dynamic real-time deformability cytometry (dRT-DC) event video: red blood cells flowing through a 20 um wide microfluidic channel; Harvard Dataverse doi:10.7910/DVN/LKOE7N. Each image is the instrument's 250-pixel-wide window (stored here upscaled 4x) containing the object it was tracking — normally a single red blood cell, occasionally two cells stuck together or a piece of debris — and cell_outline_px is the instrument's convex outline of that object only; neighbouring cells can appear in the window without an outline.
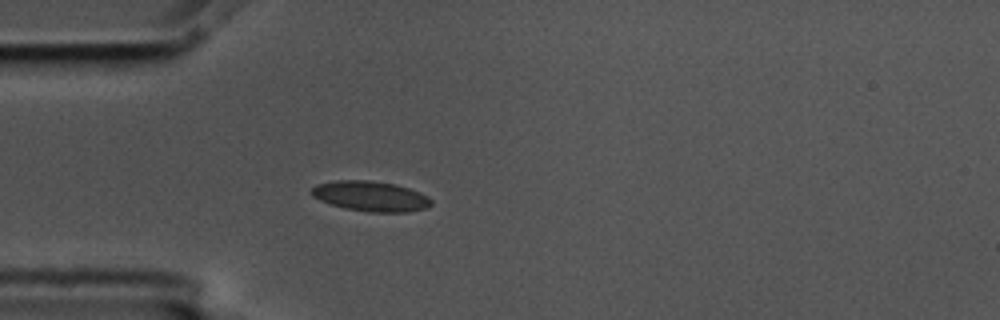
{"species": "common noctule bat (a hibernating species)", "species_latin": "Nyctalus noctula", "temperature_condition": "cold", "stored_images_in_passage": 5, "camera_frame_rate_fps": 3000, "um_per_image_px": 0.085, "animal": {"sex": "male", "body_mass_g": 17.5, "forearm_length_mm": 52.3}, "frame": {"image": 1, "passage_image": 1, "time_ms": 0.0, "image_size_px": [1000, 320], "cell_outline_px": [[432, 204], [424, 208], [408, 212], [368, 212], [344, 208], [320, 200], [312, 196], [312, 188], [316, 184], [336, 180], [368, 180], [396, 184], [420, 192], [428, 196], [432, 200]], "centroid_in_image_um": [31.51, 16.67], "position_along_channel_um": 53.5, "area_um2": 21.04}}